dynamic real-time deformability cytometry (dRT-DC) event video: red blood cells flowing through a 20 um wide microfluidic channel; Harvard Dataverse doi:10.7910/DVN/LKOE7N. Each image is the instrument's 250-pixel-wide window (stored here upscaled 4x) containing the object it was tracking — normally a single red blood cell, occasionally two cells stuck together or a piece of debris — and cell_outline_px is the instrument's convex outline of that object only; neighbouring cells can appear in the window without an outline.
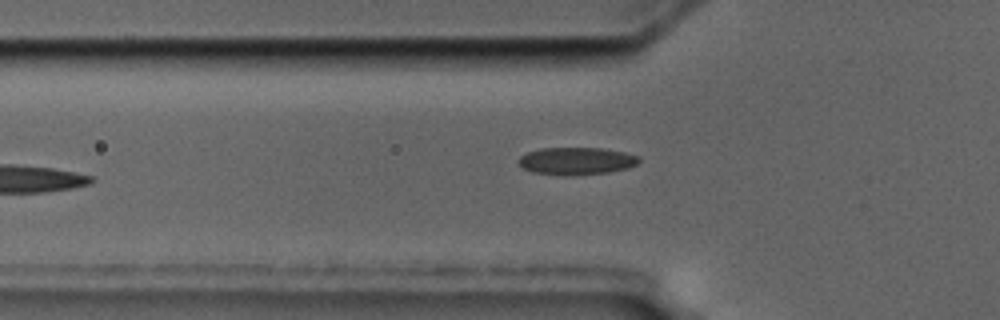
{"species": "common noctule bat (a hibernating species)", "species_latin": "Nyctalus noctula", "temperature_condition": "cold", "stored_images_in_passage": 2, "camera_frame_rate_fps": 3000, "um_per_image_px": 0.085, "animal": {"sex": "male", "body_mass_g": 17.5, "forearm_length_mm": 52.3}, "frame": {"image": 1, "passage_image": 2, "time_ms": 1.333, "image_size_px": [1000, 320], "cell_outline_px": [[640, 160], [636, 164], [628, 168], [608, 172], [572, 176], [564, 176], [532, 172], [524, 168], [516, 160], [520, 156], [528, 152], [540, 148], [600, 148], [624, 152], [640, 156]], "centroid_in_image_um": [48.98, 13.69], "position_along_channel_um": 76.8, "area_um2": 19.36}}